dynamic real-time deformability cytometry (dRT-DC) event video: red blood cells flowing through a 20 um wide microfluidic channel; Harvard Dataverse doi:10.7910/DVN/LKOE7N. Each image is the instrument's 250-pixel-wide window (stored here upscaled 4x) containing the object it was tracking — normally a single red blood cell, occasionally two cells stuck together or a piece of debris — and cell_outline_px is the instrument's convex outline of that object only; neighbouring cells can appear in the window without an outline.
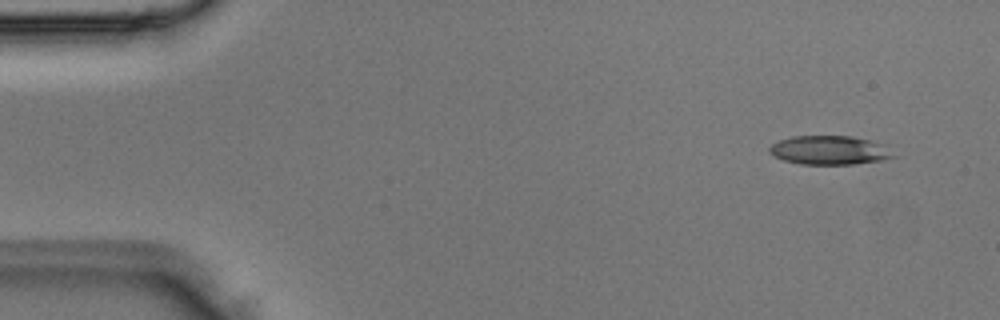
{"species": "Egyptian fruit bat (a non-hibernating species)", "species_latin": "Rousettus aegyptiacus", "temperature_condition": "room temperature", "stored_images_in_passage": 3, "segment_of_instrument_passage": [1, 2], "camera_frame_rate_fps": 3000, "um_per_image_px": 0.085, "animal": {"sex": "male"}, "frame": {"image": 1, "passage_image": 1, "time_ms": 0.0, "image_size_px": [1000, 320], "cell_outline_px": [[896, 156], [880, 160], [852, 164], [800, 164], [784, 160], [768, 152], [768, 148], [772, 144], [780, 140], [792, 136], [852, 136], [888, 144]], "centroid_in_image_um": [70.55, 12.75], "position_along_channel_um": 14.4, "area_um2": 20.98}}